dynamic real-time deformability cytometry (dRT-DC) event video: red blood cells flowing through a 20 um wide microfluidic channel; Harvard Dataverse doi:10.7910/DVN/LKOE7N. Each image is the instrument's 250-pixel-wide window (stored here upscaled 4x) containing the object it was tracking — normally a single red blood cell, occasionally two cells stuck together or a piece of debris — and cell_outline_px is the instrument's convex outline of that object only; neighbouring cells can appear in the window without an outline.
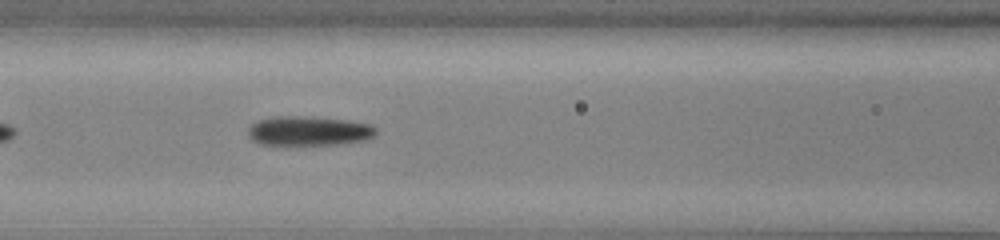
{"species": "common noctule bat (a hibernating species)", "species_latin": "Nyctalus noctula", "temperature_condition": "cold", "stored_images_in_passage": 32, "camera_frame_rate_fps": 3000, "um_per_image_px": 0.085, "animal": {"sex": "male", "body_mass_g": 13.0, "forearm_length_mm": 53.1}, "frame": {"image": 1, "passage_image": 9, "time_ms": 2.667, "image_size_px": [1000, 240], "cell_outline_px": [[376, 132], [372, 136], [364, 140], [336, 144], [260, 144], [252, 140], [248, 136], [248, 128], [256, 120], [276, 116], [296, 116], [348, 120], [372, 124], [376, 128]], "centroid_in_image_um": [26.21, 11.12], "position_along_channel_um": 140.4, "area_um2": 21.73}}
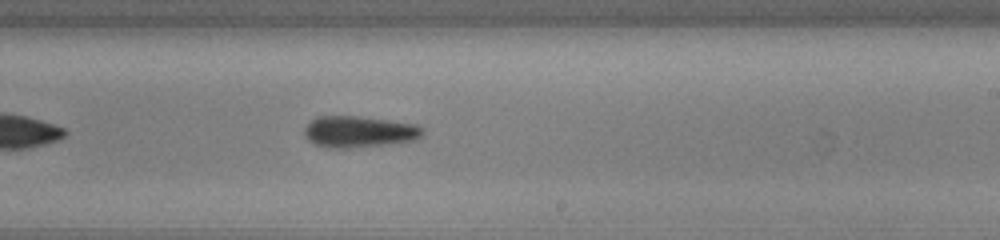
{"frame": {"image": 2, "passage_image": 18, "time_ms": 5.667, "image_size_px": [1000, 240], "cell_outline_px": [[424, 132], [416, 140], [384, 144], [348, 148], [328, 148], [316, 144], [308, 140], [304, 132], [304, 128], [316, 116], [356, 116], [388, 120], [416, 124], [424, 128]], "centroid_in_image_um": [30.52, 11.19], "position_along_channel_um": 258.5, "area_um2": 21.5}}
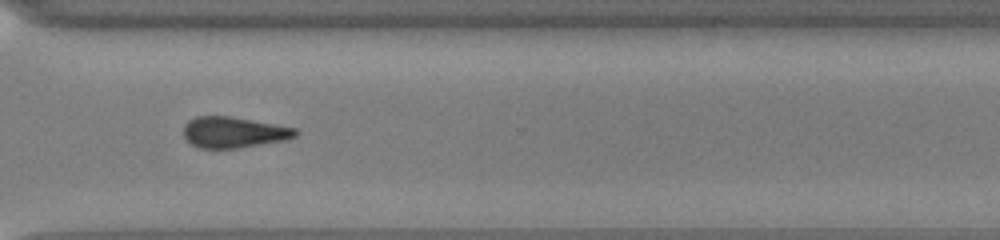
{"frame": {"image": 3, "passage_image": 25, "time_ms": 8.0, "image_size_px": [1000, 240], "cell_outline_px": [[300, 132], [296, 136], [288, 140], [236, 148], [200, 148], [192, 144], [184, 136], [184, 124], [188, 120], [196, 116], [228, 116], [276, 124], [296, 128]], "centroid_in_image_um": [19.9, 11.24], "position_along_channel_um": 350.7, "area_um2": 20.23}}